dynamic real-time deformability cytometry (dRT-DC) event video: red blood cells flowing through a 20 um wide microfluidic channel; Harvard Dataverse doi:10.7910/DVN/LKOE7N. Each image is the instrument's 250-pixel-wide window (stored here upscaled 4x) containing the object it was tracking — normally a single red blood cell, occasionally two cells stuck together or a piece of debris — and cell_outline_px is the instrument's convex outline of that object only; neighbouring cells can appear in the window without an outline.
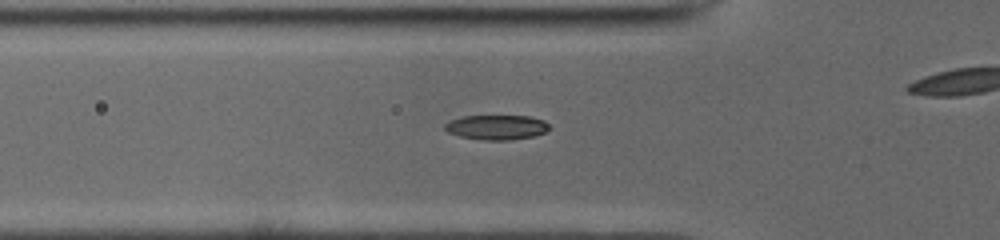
{"species": "common noctule bat (a hibernating species)", "species_latin": "Nyctalus noctula", "temperature_condition": "cold", "stored_images_in_passage": 35, "camera_frame_rate_fps": 3000, "um_per_image_px": 0.085, "animal": {"sex": "male", "body_mass_g": 19.0, "forearm_length_mm": 50.8}, "frame": {"image": 1, "passage_image": 11, "time_ms": 3.333, "image_size_px": [1000, 240], "cell_outline_px": [[552, 128], [544, 132], [532, 136], [508, 140], [484, 140], [460, 136], [448, 132], [444, 128], [444, 124], [452, 120], [464, 116], [528, 116], [544, 120]], "centroid_in_image_um": [42.22, 10.81], "position_along_channel_um": 83.6, "area_um2": 14.91}}
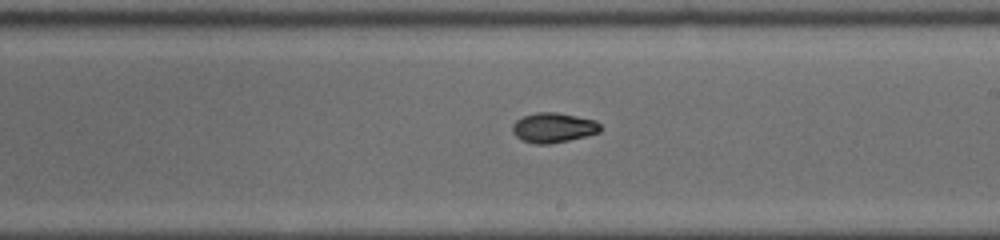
{"frame": {"image": 2, "passage_image": 23, "time_ms": 7.333, "image_size_px": [1000, 240], "cell_outline_px": [[604, 128], [600, 132], [568, 140], [548, 144], [536, 144], [520, 140], [512, 132], [512, 124], [516, 120], [524, 116], [536, 112], [556, 112], [596, 120]], "centroid_in_image_um": [47.04, 10.85], "position_along_channel_um": 242.0, "area_um2": 15.37}}
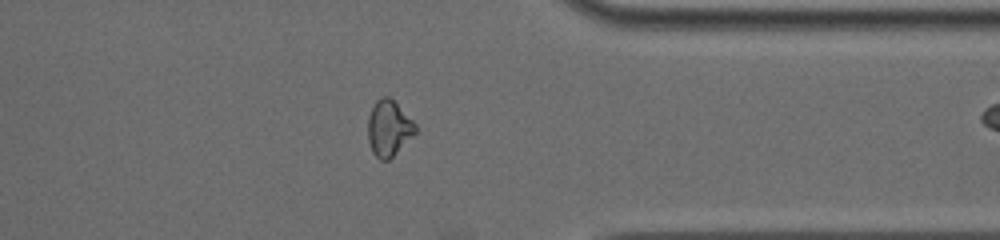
{"frame": {"image": 3, "passage_image": 34, "time_ms": 11.0, "image_size_px": [1000, 240], "cell_outline_px": [[416, 132], [388, 160], [380, 160], [372, 152], [368, 140], [368, 116], [376, 100], [384, 96], [388, 96], [416, 124]], "centroid_in_image_um": [33.02, 10.9], "position_along_channel_um": 378.4, "area_um2": 15.09}}